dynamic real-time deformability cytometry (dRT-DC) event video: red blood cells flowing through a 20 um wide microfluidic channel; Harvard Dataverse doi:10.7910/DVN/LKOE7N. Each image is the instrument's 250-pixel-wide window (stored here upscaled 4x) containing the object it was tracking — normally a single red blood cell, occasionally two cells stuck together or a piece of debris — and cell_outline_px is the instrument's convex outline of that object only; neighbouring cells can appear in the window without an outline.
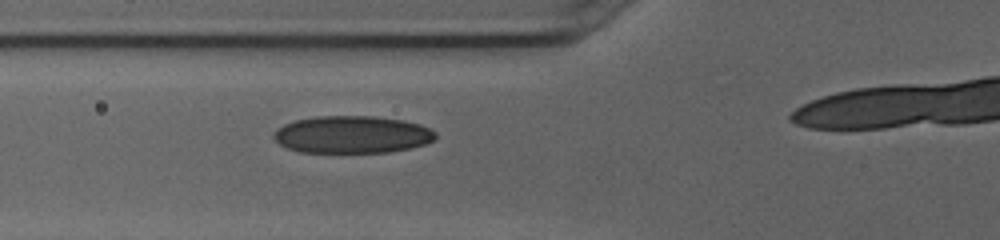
{"species": "human", "species_latin": "Homo sapiens", "temperature_condition": "cold", "stored_images_in_passage": 38, "camera_frame_rate_fps": 3000, "um_per_image_px": 0.085, "donor": {"sex": "female"}, "frame": {"image": 1, "passage_image": 15, "time_ms": 4.667, "image_size_px": [1000, 240], "cell_outline_px": [[436, 140], [428, 144], [388, 152], [300, 152], [288, 148], [280, 144], [272, 136], [272, 132], [276, 128], [284, 124], [296, 120], [316, 116], [372, 116], [404, 120], [420, 124], [436, 132]], "centroid_in_image_um": [29.93, 11.43], "position_along_channel_um": 95.9, "area_um2": 35.37}}
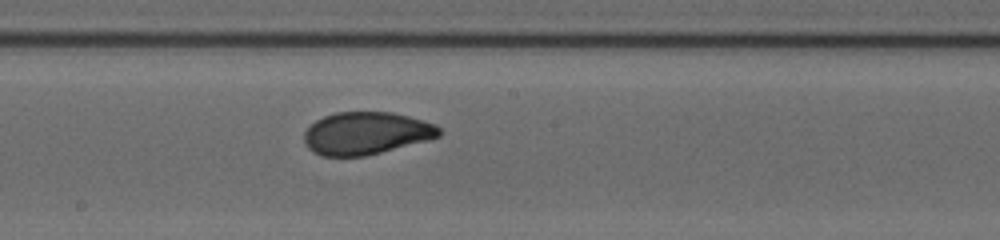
{"frame": {"image": 2, "passage_image": 24, "time_ms": 7.667, "image_size_px": [1000, 240], "cell_outline_px": [[440, 136], [428, 140], [364, 156], [320, 156], [312, 152], [308, 148], [304, 140], [304, 132], [316, 120], [324, 116], [336, 112], [392, 112], [424, 120], [436, 124], [440, 128]], "centroid_in_image_um": [31.12, 11.32], "position_along_channel_um": 217.1, "area_um2": 33.41}}
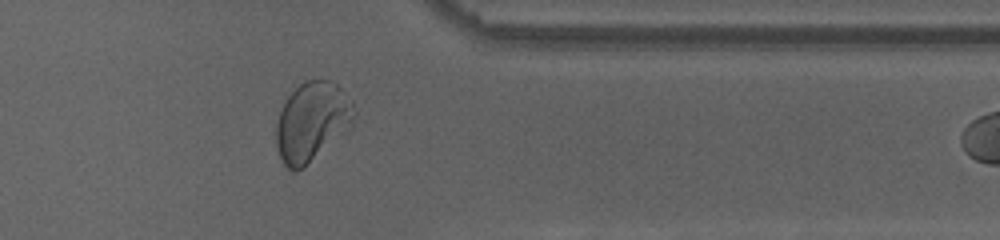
{"frame": {"image": 3, "passage_image": 37, "time_ms": 12.0, "image_size_px": [1000, 240], "cell_outline_px": [[356, 112], [352, 124], [304, 168], [296, 172], [292, 172], [284, 164], [280, 156], [276, 144], [276, 124], [280, 112], [288, 96], [304, 80], [328, 80], [336, 84], [352, 100]], "centroid_in_image_um": [26.51, 10.35], "position_along_channel_um": 384.9, "area_um2": 35.6}}